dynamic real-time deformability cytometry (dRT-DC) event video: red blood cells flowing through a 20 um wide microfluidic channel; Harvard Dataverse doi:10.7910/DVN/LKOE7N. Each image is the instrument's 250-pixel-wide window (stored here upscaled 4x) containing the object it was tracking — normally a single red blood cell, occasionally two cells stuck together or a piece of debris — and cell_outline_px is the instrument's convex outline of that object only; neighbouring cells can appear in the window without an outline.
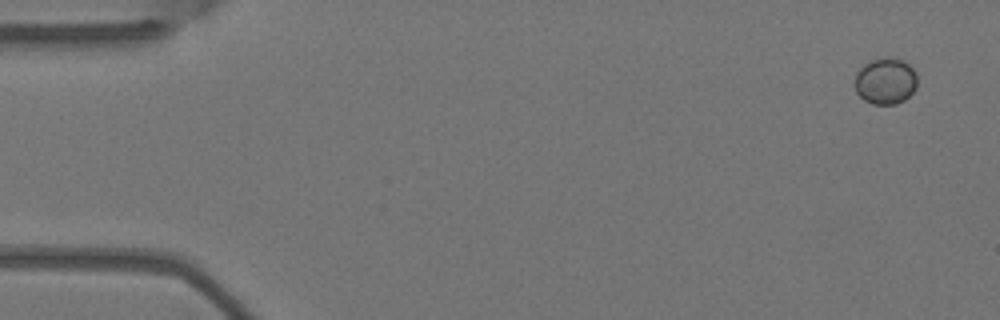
{"species": "Egyptian fruit bat (a non-hibernating species)", "species_latin": "Rousettus aegyptiacus", "temperature_condition": "warm", "stored_images_in_passage": 5, "camera_frame_rate_fps": 3000, "um_per_image_px": 0.085, "animal": {"sex": "female"}, "frame": {"image": 1, "passage_image": 1, "time_ms": 0.0, "image_size_px": [1000, 320], "cell_outline_px": [[916, 88], [904, 100], [896, 104], [872, 104], [864, 100], [856, 92], [852, 84], [856, 72], [864, 64], [872, 60], [884, 56], [892, 56], [904, 60], [916, 72]], "centroid_in_image_um": [75.23, 6.87], "position_along_channel_um": 9.8, "area_um2": 17.28}}
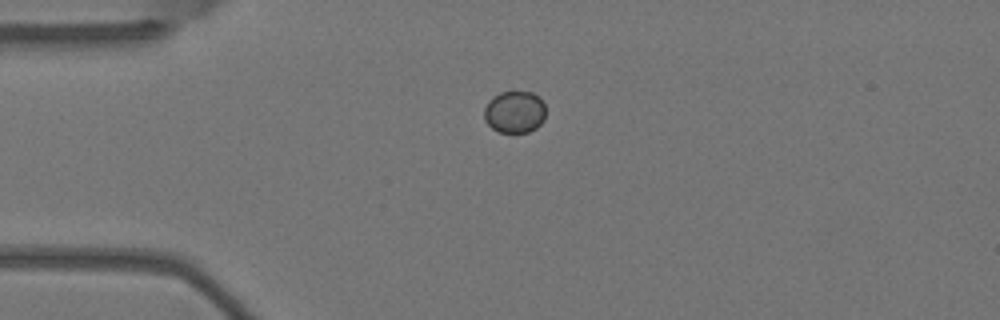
{"frame": {"image": 2, "passage_image": 4, "time_ms": 1.0, "image_size_px": [1000, 320], "cell_outline_px": [[544, 120], [536, 128], [528, 132], [500, 132], [492, 128], [484, 120], [484, 108], [500, 92], [532, 92], [544, 104]], "centroid_in_image_um": [43.74, 9.54], "position_along_channel_um": 41.3, "area_um2": 14.74}}